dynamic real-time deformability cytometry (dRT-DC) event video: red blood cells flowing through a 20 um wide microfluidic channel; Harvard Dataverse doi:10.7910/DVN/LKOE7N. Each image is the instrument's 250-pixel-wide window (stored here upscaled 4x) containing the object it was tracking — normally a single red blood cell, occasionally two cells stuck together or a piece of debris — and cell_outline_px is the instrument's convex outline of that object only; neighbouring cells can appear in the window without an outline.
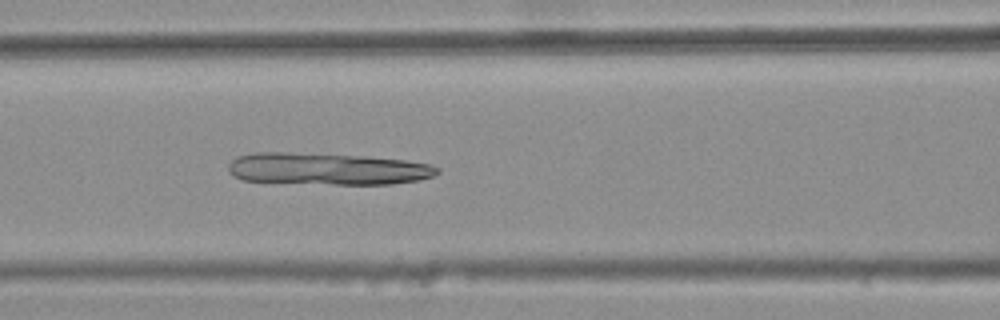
{"species": "common noctule bat (a hibernating species)", "species_latin": "Nyctalus noctula", "temperature_condition": "warm", "stored_images_in_passage": 45, "camera_frame_rate_fps": 3000, "um_per_image_px": 0.085, "animal": {"sex": "female", "body_mass_g": 25.1}, "frame": {"image": 1, "passage_image": 22, "time_ms": 7.0, "image_size_px": [1000, 320], "cell_outline_px": [[440, 172], [432, 176], [416, 180], [392, 184], [336, 184], [244, 180], [232, 176], [228, 172], [228, 164], [236, 156], [252, 152], [284, 152], [368, 156], [404, 160], [432, 164], [440, 168]], "centroid_in_image_um": [27.81, 14.34], "position_along_channel_um": 138.8, "area_um2": 38.96}}
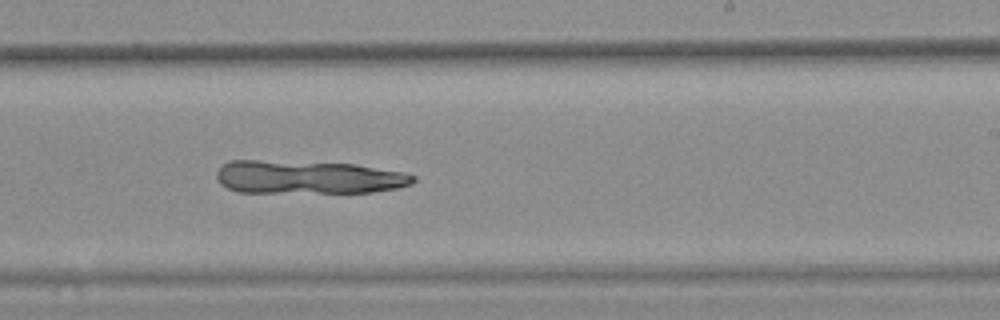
{"frame": {"image": 2, "passage_image": 32, "time_ms": 10.333, "image_size_px": [1000, 320], "cell_outline_px": [[416, 180], [412, 184], [396, 188], [372, 192], [236, 192], [220, 184], [216, 176], [216, 172], [228, 160], [260, 160], [352, 164], [404, 172], [416, 176]], "centroid_in_image_um": [26.17, 15.06], "position_along_channel_um": 262.8, "area_um2": 38.03}}
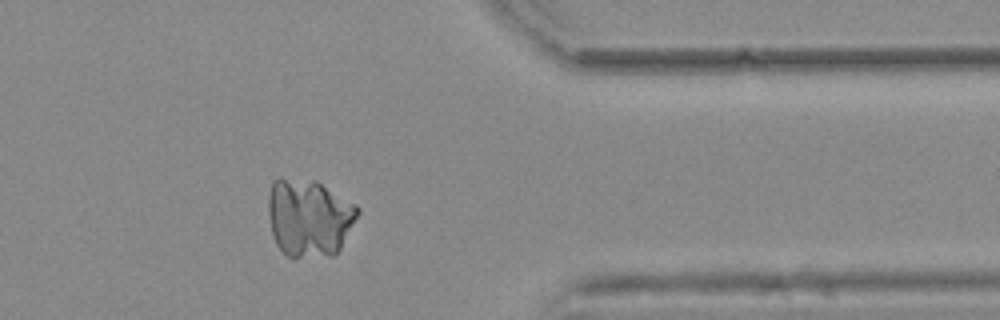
{"frame": {"image": 3, "passage_image": 43, "time_ms": 14.0, "image_size_px": [1000, 320], "cell_outline_px": [[360, 212], [340, 248], [332, 256], [292, 260], [276, 244], [272, 232], [268, 212], [268, 196], [272, 180], [276, 176], [280, 176], [316, 180], [356, 204], [360, 208]], "centroid_in_image_um": [26.25, 18.49], "position_along_channel_um": 385.1, "area_um2": 41.38}}